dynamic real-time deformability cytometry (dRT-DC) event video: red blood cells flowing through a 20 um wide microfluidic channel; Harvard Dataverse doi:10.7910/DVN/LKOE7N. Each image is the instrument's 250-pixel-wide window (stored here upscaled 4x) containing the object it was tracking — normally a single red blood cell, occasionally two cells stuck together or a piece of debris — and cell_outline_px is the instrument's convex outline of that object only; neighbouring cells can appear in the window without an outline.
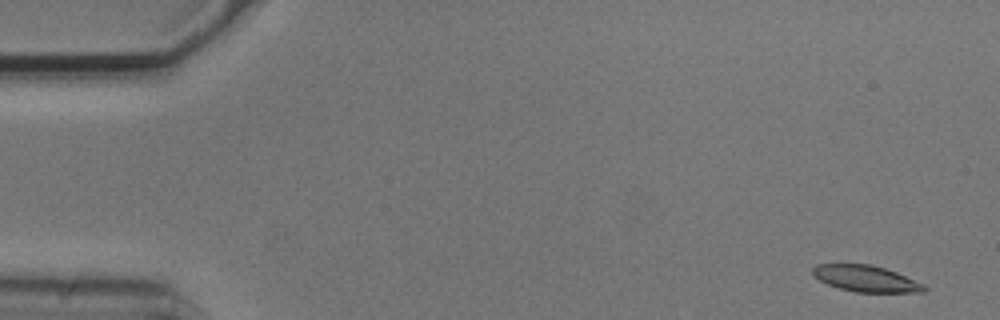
{"species": "common noctule bat (a hibernating species)", "species_latin": "Nyctalus noctula", "temperature_condition": "cold", "stored_images_in_passage": 6, "camera_frame_rate_fps": 3000, "um_per_image_px": 0.085, "animal": {"sex": "male", "body_mass_g": 20.5, "forearm_length_mm": 52.5}, "frame": {"image": 1, "passage_image": 1, "time_ms": 0.0, "image_size_px": [1000, 320], "cell_outline_px": [[928, 288], [924, 292], [856, 292], [840, 288], [828, 284], [812, 276], [812, 268], [816, 264], [872, 264], [896, 272], [924, 284]], "centroid_in_image_um": [73.59, 23.67], "position_along_channel_um": 11.4, "area_um2": 17.05}}
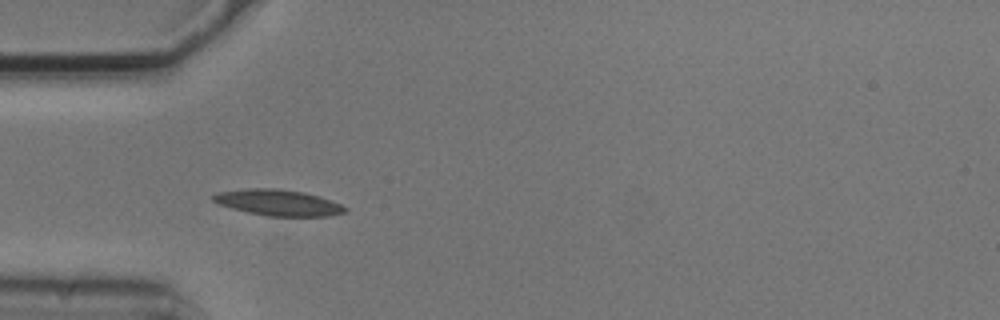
{"frame": {"image": 2, "passage_image": 5, "time_ms": 1.333, "image_size_px": [1000, 320], "cell_outline_px": [[348, 212], [328, 216], [268, 216], [248, 212], [216, 204], [212, 200], [212, 196], [216, 192], [248, 188], [276, 188], [304, 192], [320, 196], [340, 204], [348, 208]], "centroid_in_image_um": [23.64, 17.22], "position_along_channel_um": 61.4, "area_um2": 20.17}}